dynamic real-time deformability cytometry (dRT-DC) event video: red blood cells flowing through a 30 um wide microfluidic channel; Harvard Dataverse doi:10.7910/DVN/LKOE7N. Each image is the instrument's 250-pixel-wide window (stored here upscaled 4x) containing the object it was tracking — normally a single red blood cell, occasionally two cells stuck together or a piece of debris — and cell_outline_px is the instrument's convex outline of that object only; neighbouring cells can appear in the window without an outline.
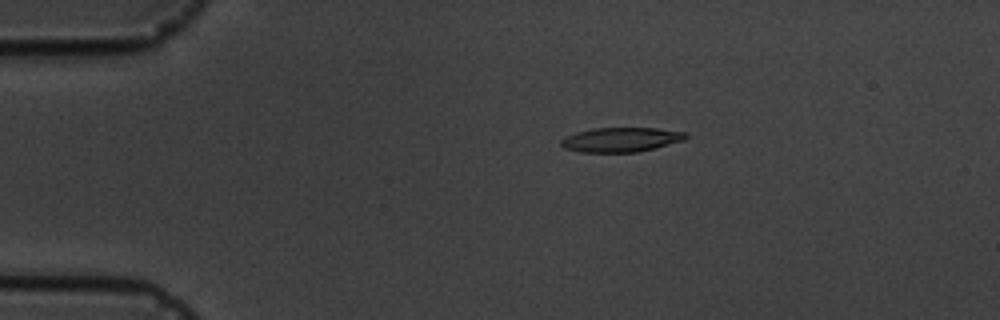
{"species": "common noctule bat (a hibernating species)", "species_latin": "Nyctalus noctula", "temperature_condition": "cold", "stored_images_in_passage": 5, "camera_frame_rate_fps": 3000, "um_per_image_px": 0.085, "animal": {"sex": "male", "body_mass_g": 19.5, "forearm_length_mm": 54.6}, "frame": {"image": 1, "passage_image": 3, "time_ms": 3.333, "image_size_px": [1000, 320], "cell_outline_px": [[688, 136], [684, 140], [636, 152], [580, 152], [564, 148], [560, 144], [560, 140], [564, 136], [576, 132], [596, 128], [656, 128], [688, 132]], "centroid_in_image_um": [52.75, 11.86], "position_along_channel_um": 32.2, "area_um2": 17.74}}